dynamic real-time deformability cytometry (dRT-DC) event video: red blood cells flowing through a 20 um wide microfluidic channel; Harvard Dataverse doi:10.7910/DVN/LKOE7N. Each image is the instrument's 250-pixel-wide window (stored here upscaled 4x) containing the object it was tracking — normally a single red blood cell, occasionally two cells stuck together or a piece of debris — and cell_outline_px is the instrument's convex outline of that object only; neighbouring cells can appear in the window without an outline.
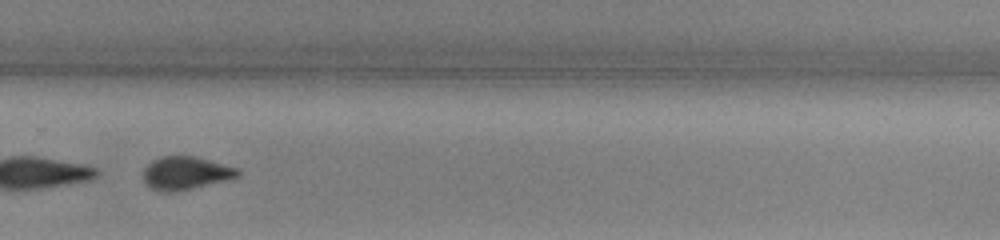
{"species": "common noctule bat (a hibernating species)", "species_latin": "Nyctalus noctula", "temperature_condition": "warm", "stored_images_in_passage": 52, "segment_of_instrument_passage": [2, 2], "camera_frame_rate_fps": 3000, "um_per_image_px": 0.085, "animal": {"sex": "male", "body_mass_g": 13.0, "forearm_length_mm": 53.1}, "frame": {"image": 1, "passage_image": 36, "time_ms": 11.667, "image_size_px": [1000, 240], "cell_outline_px": [[240, 176], [228, 180], [192, 188], [172, 192], [160, 192], [152, 188], [144, 180], [144, 168], [152, 160], [160, 156], [192, 156], [240, 168]], "centroid_in_image_um": [15.81, 14.71], "position_along_channel_um": 314.0, "area_um2": 18.15}}